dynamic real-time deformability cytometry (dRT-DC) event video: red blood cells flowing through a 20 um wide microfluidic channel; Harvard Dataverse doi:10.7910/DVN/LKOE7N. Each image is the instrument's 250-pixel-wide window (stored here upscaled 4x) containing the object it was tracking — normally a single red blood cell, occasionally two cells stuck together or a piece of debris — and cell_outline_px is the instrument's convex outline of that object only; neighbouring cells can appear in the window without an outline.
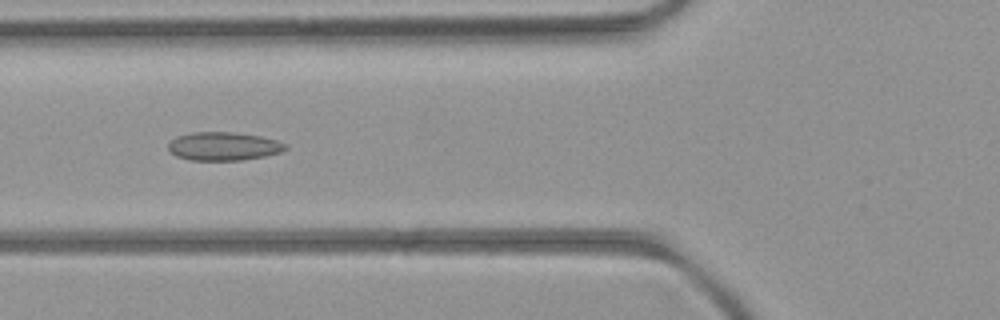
{"species": "common noctule bat (a hibernating species)", "species_latin": "Nyctalus noctula", "temperature_condition": "room temperature", "stored_images_in_passage": 40, "camera_frame_rate_fps": 3000, "um_per_image_px": 0.085, "animal": {"sex": "female", "body_mass_g": 21.9}, "frame": {"image": 1, "passage_image": 6, "time_ms": 1.667, "image_size_px": [1000, 320], "cell_outline_px": [[288, 148], [280, 152], [264, 156], [240, 160], [188, 160], [176, 156], [168, 148], [168, 144], [176, 136], [192, 132], [232, 132], [260, 136], [276, 140], [288, 144]], "centroid_in_image_um": [19.0, 12.43], "position_along_channel_um": 106.8, "area_um2": 19.36}}
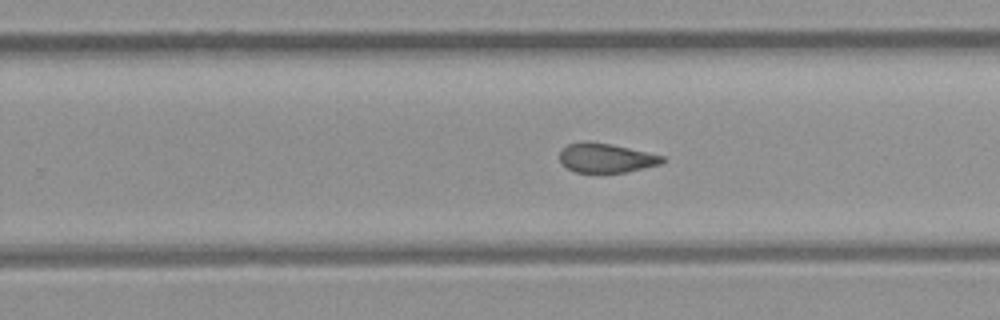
{"frame": {"image": 2, "passage_image": 19, "time_ms": 6.0, "image_size_px": [1000, 320], "cell_outline_px": [[664, 160], [660, 164], [628, 172], [576, 172], [568, 168], [560, 160], [560, 152], [568, 144], [584, 140], [588, 140], [628, 148], [664, 156]], "centroid_in_image_um": [51.5, 13.42], "position_along_channel_um": 278.3, "area_um2": 17.28}}
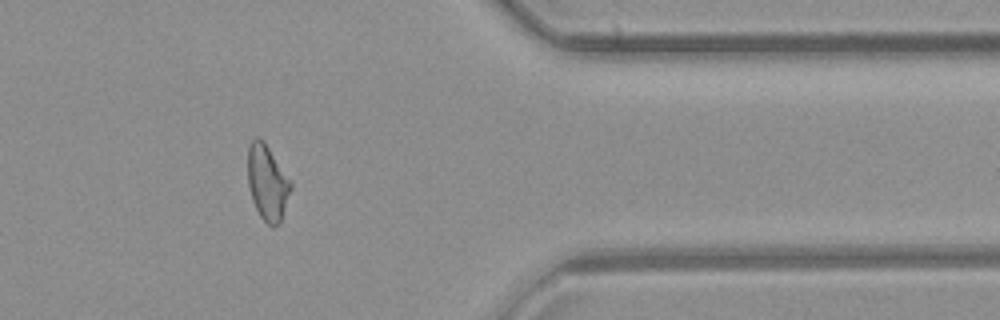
{"frame": {"image": 3, "passage_image": 29, "time_ms": 9.333, "image_size_px": [1000, 320], "cell_outline_px": [[292, 188], [280, 224], [268, 224], [260, 216], [252, 200], [248, 184], [248, 144], [256, 136], [264, 140], [292, 180]], "centroid_in_image_um": [22.74, 15.47], "position_along_channel_um": 388.7, "area_um2": 19.13}, "authors_computed_cell_mechanics": {"area_um2": 18.6694, "velocity_mm_per_s": 3.9568, "shape_relaxation_time_tau1_ms": null, "shape_relaxation_time_tau2_ms": 2.5356, "deformation_change_tau1": null, "deformation_change_tau2": 0.0805}}